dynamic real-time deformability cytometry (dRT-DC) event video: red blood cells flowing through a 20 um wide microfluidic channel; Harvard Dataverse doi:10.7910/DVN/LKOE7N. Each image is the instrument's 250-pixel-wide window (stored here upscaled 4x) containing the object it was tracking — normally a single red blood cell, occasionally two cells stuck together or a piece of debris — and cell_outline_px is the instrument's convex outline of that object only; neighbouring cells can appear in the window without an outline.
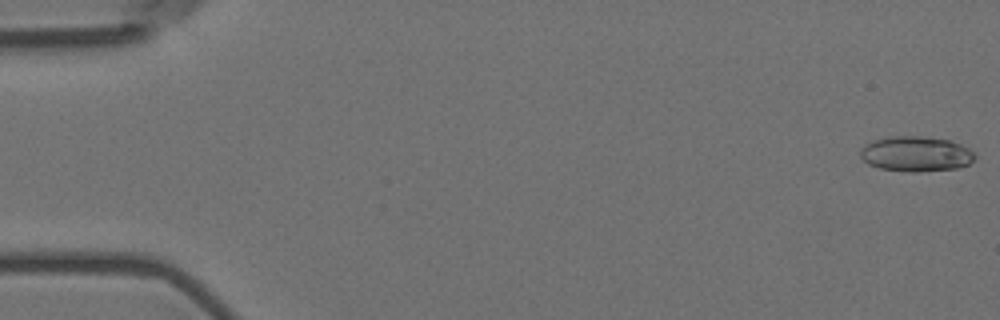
{"species": "Egyptian fruit bat (a non-hibernating species)", "species_latin": "Rousettus aegyptiacus", "temperature_condition": "room temperature", "stored_images_in_passage": 57, "camera_frame_rate_fps": 3000, "um_per_image_px": 0.085, "animal": {"sex": "female"}, "frame": {"image": 1, "passage_image": 1, "time_ms": 0.0, "image_size_px": [1000, 320], "cell_outline_px": [[976, 156], [968, 164], [956, 168], [916, 172], [908, 172], [880, 168], [868, 164], [860, 156], [860, 148], [872, 140], [888, 136], [920, 136], [948, 140], [960, 144], [976, 152]], "centroid_in_image_um": [77.83, 13.08], "position_along_channel_um": 7.2, "area_um2": 23.52}}
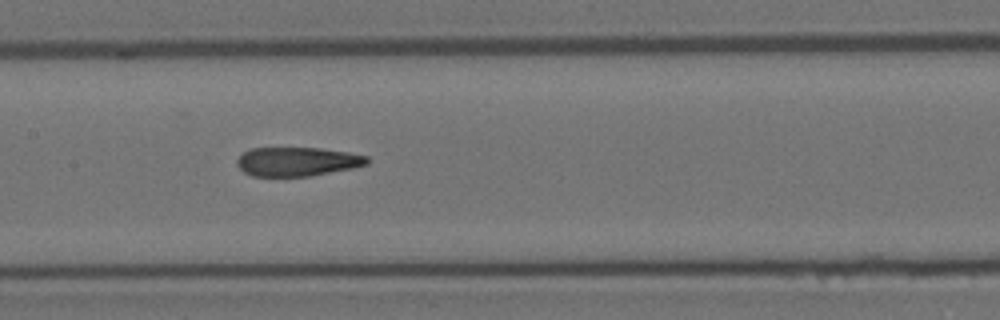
{"frame": {"image": 2, "passage_image": 28, "time_ms": 9.0, "image_size_px": [1000, 320], "cell_outline_px": [[368, 164], [352, 168], [308, 176], [252, 176], [244, 172], [236, 164], [236, 160], [248, 148], [320, 148], [348, 152], [368, 156]], "centroid_in_image_um": [25.25, 13.73], "position_along_channel_um": 182.2, "area_um2": 21.91}}
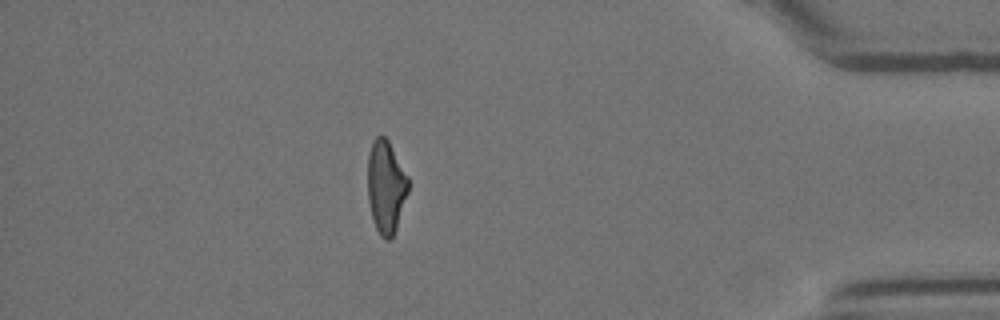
{"frame": {"image": 3, "passage_image": 50, "time_ms": 16.333, "image_size_px": [1000, 320], "cell_outline_px": [[408, 192], [396, 228], [392, 236], [388, 240], [384, 240], [380, 236], [372, 220], [368, 200], [368, 152], [372, 140], [376, 136], [384, 136], [388, 140], [408, 176]], "centroid_in_image_um": [32.79, 15.87], "position_along_channel_um": 402.4, "area_um2": 21.96}, "authors_computed_cell_mechanics": {"area_um2": 23.0622, "velocity_mm_per_s": 3.5739, "shape_relaxation_time_tau1_ms": null, "shape_relaxation_time_tau2_ms": 2.385, "deformation_change_tau1": null, "deformation_change_tau2": 0.1279}}